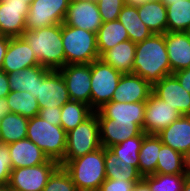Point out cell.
<instances>
[{"instance_id": "6da1fadb", "label": "cell", "mask_w": 190, "mask_h": 191, "mask_svg": "<svg viewBox=\"0 0 190 191\" xmlns=\"http://www.w3.org/2000/svg\"><path fill=\"white\" fill-rule=\"evenodd\" d=\"M133 74L144 78L152 86L163 77L171 75L165 34H152L136 43Z\"/></svg>"}, {"instance_id": "7a4b0ae2", "label": "cell", "mask_w": 190, "mask_h": 191, "mask_svg": "<svg viewBox=\"0 0 190 191\" xmlns=\"http://www.w3.org/2000/svg\"><path fill=\"white\" fill-rule=\"evenodd\" d=\"M22 37L34 51L42 67L49 70H60L65 66L62 24H54L36 30L26 29Z\"/></svg>"}, {"instance_id": "3957f363", "label": "cell", "mask_w": 190, "mask_h": 191, "mask_svg": "<svg viewBox=\"0 0 190 191\" xmlns=\"http://www.w3.org/2000/svg\"><path fill=\"white\" fill-rule=\"evenodd\" d=\"M63 168L69 173L78 191H98L106 179L104 147L67 161Z\"/></svg>"}, {"instance_id": "277c9868", "label": "cell", "mask_w": 190, "mask_h": 191, "mask_svg": "<svg viewBox=\"0 0 190 191\" xmlns=\"http://www.w3.org/2000/svg\"><path fill=\"white\" fill-rule=\"evenodd\" d=\"M66 135L62 126L52 125L39 115L29 119L26 138L35 143L49 159L59 164L65 155Z\"/></svg>"}, {"instance_id": "5b68a950", "label": "cell", "mask_w": 190, "mask_h": 191, "mask_svg": "<svg viewBox=\"0 0 190 191\" xmlns=\"http://www.w3.org/2000/svg\"><path fill=\"white\" fill-rule=\"evenodd\" d=\"M62 42L65 65L89 64L100 58L94 32L62 23Z\"/></svg>"}, {"instance_id": "8992f818", "label": "cell", "mask_w": 190, "mask_h": 191, "mask_svg": "<svg viewBox=\"0 0 190 191\" xmlns=\"http://www.w3.org/2000/svg\"><path fill=\"white\" fill-rule=\"evenodd\" d=\"M100 147L99 120L95 111L76 128L67 132L65 155L60 166Z\"/></svg>"}, {"instance_id": "52a82bcc", "label": "cell", "mask_w": 190, "mask_h": 191, "mask_svg": "<svg viewBox=\"0 0 190 191\" xmlns=\"http://www.w3.org/2000/svg\"><path fill=\"white\" fill-rule=\"evenodd\" d=\"M122 73L100 58L91 63L90 108L95 112L111 101Z\"/></svg>"}, {"instance_id": "ba28073f", "label": "cell", "mask_w": 190, "mask_h": 191, "mask_svg": "<svg viewBox=\"0 0 190 191\" xmlns=\"http://www.w3.org/2000/svg\"><path fill=\"white\" fill-rule=\"evenodd\" d=\"M59 166V163L49 159L36 166L12 169L7 187L11 191H42Z\"/></svg>"}, {"instance_id": "9c48e42d", "label": "cell", "mask_w": 190, "mask_h": 191, "mask_svg": "<svg viewBox=\"0 0 190 191\" xmlns=\"http://www.w3.org/2000/svg\"><path fill=\"white\" fill-rule=\"evenodd\" d=\"M71 0H33L26 18V29L36 30L62 24Z\"/></svg>"}, {"instance_id": "30bf717a", "label": "cell", "mask_w": 190, "mask_h": 191, "mask_svg": "<svg viewBox=\"0 0 190 191\" xmlns=\"http://www.w3.org/2000/svg\"><path fill=\"white\" fill-rule=\"evenodd\" d=\"M180 116V112L175 107H171L152 91L146 101L142 131L146 135H157Z\"/></svg>"}, {"instance_id": "8fae6325", "label": "cell", "mask_w": 190, "mask_h": 191, "mask_svg": "<svg viewBox=\"0 0 190 191\" xmlns=\"http://www.w3.org/2000/svg\"><path fill=\"white\" fill-rule=\"evenodd\" d=\"M58 71L66 83L70 99L90 106L91 63L69 64Z\"/></svg>"}, {"instance_id": "7c38bea8", "label": "cell", "mask_w": 190, "mask_h": 191, "mask_svg": "<svg viewBox=\"0 0 190 191\" xmlns=\"http://www.w3.org/2000/svg\"><path fill=\"white\" fill-rule=\"evenodd\" d=\"M36 99L41 108H61L70 101L66 83L58 70H49L39 79Z\"/></svg>"}, {"instance_id": "4fadbf2b", "label": "cell", "mask_w": 190, "mask_h": 191, "mask_svg": "<svg viewBox=\"0 0 190 191\" xmlns=\"http://www.w3.org/2000/svg\"><path fill=\"white\" fill-rule=\"evenodd\" d=\"M29 7L25 0H0V35L10 38L22 36Z\"/></svg>"}, {"instance_id": "5bb4252c", "label": "cell", "mask_w": 190, "mask_h": 191, "mask_svg": "<svg viewBox=\"0 0 190 191\" xmlns=\"http://www.w3.org/2000/svg\"><path fill=\"white\" fill-rule=\"evenodd\" d=\"M63 23L97 34L103 22L96 1L71 0Z\"/></svg>"}, {"instance_id": "9a60e30c", "label": "cell", "mask_w": 190, "mask_h": 191, "mask_svg": "<svg viewBox=\"0 0 190 191\" xmlns=\"http://www.w3.org/2000/svg\"><path fill=\"white\" fill-rule=\"evenodd\" d=\"M37 65L40 63L27 41L22 36L10 38L1 70L8 74Z\"/></svg>"}, {"instance_id": "2e32d148", "label": "cell", "mask_w": 190, "mask_h": 191, "mask_svg": "<svg viewBox=\"0 0 190 191\" xmlns=\"http://www.w3.org/2000/svg\"><path fill=\"white\" fill-rule=\"evenodd\" d=\"M152 91L171 107H175L181 115H190V93L180 85L173 74L156 82Z\"/></svg>"}, {"instance_id": "e0dca14e", "label": "cell", "mask_w": 190, "mask_h": 191, "mask_svg": "<svg viewBox=\"0 0 190 191\" xmlns=\"http://www.w3.org/2000/svg\"><path fill=\"white\" fill-rule=\"evenodd\" d=\"M146 101L116 102L110 101L96 111L97 118L114 119L115 122H134L143 128Z\"/></svg>"}, {"instance_id": "ac0fdd59", "label": "cell", "mask_w": 190, "mask_h": 191, "mask_svg": "<svg viewBox=\"0 0 190 191\" xmlns=\"http://www.w3.org/2000/svg\"><path fill=\"white\" fill-rule=\"evenodd\" d=\"M153 86L144 78L135 74H122L111 101L141 102L147 101Z\"/></svg>"}, {"instance_id": "d6986e66", "label": "cell", "mask_w": 190, "mask_h": 191, "mask_svg": "<svg viewBox=\"0 0 190 191\" xmlns=\"http://www.w3.org/2000/svg\"><path fill=\"white\" fill-rule=\"evenodd\" d=\"M100 144L104 148L140 135L143 131L134 122H115L114 119L98 118Z\"/></svg>"}, {"instance_id": "ffe728a7", "label": "cell", "mask_w": 190, "mask_h": 191, "mask_svg": "<svg viewBox=\"0 0 190 191\" xmlns=\"http://www.w3.org/2000/svg\"><path fill=\"white\" fill-rule=\"evenodd\" d=\"M165 43L171 74L190 67V35L188 32H166Z\"/></svg>"}, {"instance_id": "44dd1931", "label": "cell", "mask_w": 190, "mask_h": 191, "mask_svg": "<svg viewBox=\"0 0 190 191\" xmlns=\"http://www.w3.org/2000/svg\"><path fill=\"white\" fill-rule=\"evenodd\" d=\"M157 136L162 144L185 156L190 150V115H181Z\"/></svg>"}, {"instance_id": "7402d4cb", "label": "cell", "mask_w": 190, "mask_h": 191, "mask_svg": "<svg viewBox=\"0 0 190 191\" xmlns=\"http://www.w3.org/2000/svg\"><path fill=\"white\" fill-rule=\"evenodd\" d=\"M12 169L32 167L49 160L45 153L28 138L8 144Z\"/></svg>"}, {"instance_id": "603a6c76", "label": "cell", "mask_w": 190, "mask_h": 191, "mask_svg": "<svg viewBox=\"0 0 190 191\" xmlns=\"http://www.w3.org/2000/svg\"><path fill=\"white\" fill-rule=\"evenodd\" d=\"M135 52L136 43L127 40L106 51L100 59L122 74H132Z\"/></svg>"}, {"instance_id": "cb8c5ba5", "label": "cell", "mask_w": 190, "mask_h": 191, "mask_svg": "<svg viewBox=\"0 0 190 191\" xmlns=\"http://www.w3.org/2000/svg\"><path fill=\"white\" fill-rule=\"evenodd\" d=\"M141 21L153 34L167 32V10L162 2H144L137 5Z\"/></svg>"}, {"instance_id": "d4e9b609", "label": "cell", "mask_w": 190, "mask_h": 191, "mask_svg": "<svg viewBox=\"0 0 190 191\" xmlns=\"http://www.w3.org/2000/svg\"><path fill=\"white\" fill-rule=\"evenodd\" d=\"M48 71L49 69L37 65L18 72L8 73L10 91H27L36 98L39 79Z\"/></svg>"}, {"instance_id": "484cf974", "label": "cell", "mask_w": 190, "mask_h": 191, "mask_svg": "<svg viewBox=\"0 0 190 191\" xmlns=\"http://www.w3.org/2000/svg\"><path fill=\"white\" fill-rule=\"evenodd\" d=\"M167 10V32H188L190 0H162Z\"/></svg>"}, {"instance_id": "4316f807", "label": "cell", "mask_w": 190, "mask_h": 191, "mask_svg": "<svg viewBox=\"0 0 190 191\" xmlns=\"http://www.w3.org/2000/svg\"><path fill=\"white\" fill-rule=\"evenodd\" d=\"M117 20L125 27L129 35V40L139 43L150 37L153 33L141 21L137 6L125 4Z\"/></svg>"}, {"instance_id": "83f0119b", "label": "cell", "mask_w": 190, "mask_h": 191, "mask_svg": "<svg viewBox=\"0 0 190 191\" xmlns=\"http://www.w3.org/2000/svg\"><path fill=\"white\" fill-rule=\"evenodd\" d=\"M127 40H129L128 32L118 20L103 22L97 32L99 56L101 57L106 51Z\"/></svg>"}, {"instance_id": "f1b7e54d", "label": "cell", "mask_w": 190, "mask_h": 191, "mask_svg": "<svg viewBox=\"0 0 190 191\" xmlns=\"http://www.w3.org/2000/svg\"><path fill=\"white\" fill-rule=\"evenodd\" d=\"M162 141L157 135H146L139 151L138 171L144 177L156 174V166Z\"/></svg>"}, {"instance_id": "f546056e", "label": "cell", "mask_w": 190, "mask_h": 191, "mask_svg": "<svg viewBox=\"0 0 190 191\" xmlns=\"http://www.w3.org/2000/svg\"><path fill=\"white\" fill-rule=\"evenodd\" d=\"M29 119L17 113H7L0 119V143L6 145L26 138Z\"/></svg>"}, {"instance_id": "4dcf8cb0", "label": "cell", "mask_w": 190, "mask_h": 191, "mask_svg": "<svg viewBox=\"0 0 190 191\" xmlns=\"http://www.w3.org/2000/svg\"><path fill=\"white\" fill-rule=\"evenodd\" d=\"M105 172L107 179L142 180L143 176L131 164H125L109 148H104Z\"/></svg>"}, {"instance_id": "1f68e13d", "label": "cell", "mask_w": 190, "mask_h": 191, "mask_svg": "<svg viewBox=\"0 0 190 191\" xmlns=\"http://www.w3.org/2000/svg\"><path fill=\"white\" fill-rule=\"evenodd\" d=\"M5 99L10 113H17L28 119L39 114L37 99L27 91H10Z\"/></svg>"}, {"instance_id": "d6a6232c", "label": "cell", "mask_w": 190, "mask_h": 191, "mask_svg": "<svg viewBox=\"0 0 190 191\" xmlns=\"http://www.w3.org/2000/svg\"><path fill=\"white\" fill-rule=\"evenodd\" d=\"M93 112L89 105L70 100L61 107V126L67 133L76 128Z\"/></svg>"}, {"instance_id": "836d02e7", "label": "cell", "mask_w": 190, "mask_h": 191, "mask_svg": "<svg viewBox=\"0 0 190 191\" xmlns=\"http://www.w3.org/2000/svg\"><path fill=\"white\" fill-rule=\"evenodd\" d=\"M157 174H188L185 169V157L171 147L162 145L159 151Z\"/></svg>"}, {"instance_id": "e575fe53", "label": "cell", "mask_w": 190, "mask_h": 191, "mask_svg": "<svg viewBox=\"0 0 190 191\" xmlns=\"http://www.w3.org/2000/svg\"><path fill=\"white\" fill-rule=\"evenodd\" d=\"M145 136L146 133L142 132L138 136L128 138L125 141L112 145L109 149L114 152L119 159L124 161L125 164H131L138 169L139 151Z\"/></svg>"}, {"instance_id": "d590c367", "label": "cell", "mask_w": 190, "mask_h": 191, "mask_svg": "<svg viewBox=\"0 0 190 191\" xmlns=\"http://www.w3.org/2000/svg\"><path fill=\"white\" fill-rule=\"evenodd\" d=\"M189 174H152L143 177L151 191H182Z\"/></svg>"}, {"instance_id": "8d00e7d4", "label": "cell", "mask_w": 190, "mask_h": 191, "mask_svg": "<svg viewBox=\"0 0 190 191\" xmlns=\"http://www.w3.org/2000/svg\"><path fill=\"white\" fill-rule=\"evenodd\" d=\"M42 191H78L69 173L59 166L50 176Z\"/></svg>"}, {"instance_id": "74e56055", "label": "cell", "mask_w": 190, "mask_h": 191, "mask_svg": "<svg viewBox=\"0 0 190 191\" xmlns=\"http://www.w3.org/2000/svg\"><path fill=\"white\" fill-rule=\"evenodd\" d=\"M102 22L117 20L122 7L126 4L124 0H96Z\"/></svg>"}, {"instance_id": "f35d334b", "label": "cell", "mask_w": 190, "mask_h": 191, "mask_svg": "<svg viewBox=\"0 0 190 191\" xmlns=\"http://www.w3.org/2000/svg\"><path fill=\"white\" fill-rule=\"evenodd\" d=\"M11 170L12 163L8 145L0 143V184L2 186L8 185Z\"/></svg>"}, {"instance_id": "ab89813d", "label": "cell", "mask_w": 190, "mask_h": 191, "mask_svg": "<svg viewBox=\"0 0 190 191\" xmlns=\"http://www.w3.org/2000/svg\"><path fill=\"white\" fill-rule=\"evenodd\" d=\"M141 180L105 179L98 191H133L134 186Z\"/></svg>"}, {"instance_id": "60d3db41", "label": "cell", "mask_w": 190, "mask_h": 191, "mask_svg": "<svg viewBox=\"0 0 190 191\" xmlns=\"http://www.w3.org/2000/svg\"><path fill=\"white\" fill-rule=\"evenodd\" d=\"M38 115L52 125L61 126V108H41Z\"/></svg>"}, {"instance_id": "b9f144b4", "label": "cell", "mask_w": 190, "mask_h": 191, "mask_svg": "<svg viewBox=\"0 0 190 191\" xmlns=\"http://www.w3.org/2000/svg\"><path fill=\"white\" fill-rule=\"evenodd\" d=\"M180 85L190 93V67L173 73Z\"/></svg>"}, {"instance_id": "7bdbcfd3", "label": "cell", "mask_w": 190, "mask_h": 191, "mask_svg": "<svg viewBox=\"0 0 190 191\" xmlns=\"http://www.w3.org/2000/svg\"><path fill=\"white\" fill-rule=\"evenodd\" d=\"M9 92L8 74L0 69V98H5Z\"/></svg>"}, {"instance_id": "ee69618b", "label": "cell", "mask_w": 190, "mask_h": 191, "mask_svg": "<svg viewBox=\"0 0 190 191\" xmlns=\"http://www.w3.org/2000/svg\"><path fill=\"white\" fill-rule=\"evenodd\" d=\"M10 37L0 35V69L2 68L4 56L6 54Z\"/></svg>"}, {"instance_id": "f6af8a7d", "label": "cell", "mask_w": 190, "mask_h": 191, "mask_svg": "<svg viewBox=\"0 0 190 191\" xmlns=\"http://www.w3.org/2000/svg\"><path fill=\"white\" fill-rule=\"evenodd\" d=\"M7 113H10L7 101L5 98H0V119H2Z\"/></svg>"}, {"instance_id": "bcb514c9", "label": "cell", "mask_w": 190, "mask_h": 191, "mask_svg": "<svg viewBox=\"0 0 190 191\" xmlns=\"http://www.w3.org/2000/svg\"><path fill=\"white\" fill-rule=\"evenodd\" d=\"M133 191H151V190L148 187L147 183L142 179L141 181L136 183Z\"/></svg>"}, {"instance_id": "7dc6e473", "label": "cell", "mask_w": 190, "mask_h": 191, "mask_svg": "<svg viewBox=\"0 0 190 191\" xmlns=\"http://www.w3.org/2000/svg\"><path fill=\"white\" fill-rule=\"evenodd\" d=\"M184 157H185V169L186 172L190 175V150Z\"/></svg>"}, {"instance_id": "c3c4849f", "label": "cell", "mask_w": 190, "mask_h": 191, "mask_svg": "<svg viewBox=\"0 0 190 191\" xmlns=\"http://www.w3.org/2000/svg\"><path fill=\"white\" fill-rule=\"evenodd\" d=\"M124 2L127 4V5H141L144 3V0H124Z\"/></svg>"}, {"instance_id": "681fc988", "label": "cell", "mask_w": 190, "mask_h": 191, "mask_svg": "<svg viewBox=\"0 0 190 191\" xmlns=\"http://www.w3.org/2000/svg\"><path fill=\"white\" fill-rule=\"evenodd\" d=\"M182 191H190V175L186 178Z\"/></svg>"}, {"instance_id": "f907efd6", "label": "cell", "mask_w": 190, "mask_h": 191, "mask_svg": "<svg viewBox=\"0 0 190 191\" xmlns=\"http://www.w3.org/2000/svg\"><path fill=\"white\" fill-rule=\"evenodd\" d=\"M0 191H11L7 186L0 188Z\"/></svg>"}, {"instance_id": "816d5d0a", "label": "cell", "mask_w": 190, "mask_h": 191, "mask_svg": "<svg viewBox=\"0 0 190 191\" xmlns=\"http://www.w3.org/2000/svg\"><path fill=\"white\" fill-rule=\"evenodd\" d=\"M144 2H162V0H144Z\"/></svg>"}, {"instance_id": "f5cc1de1", "label": "cell", "mask_w": 190, "mask_h": 191, "mask_svg": "<svg viewBox=\"0 0 190 191\" xmlns=\"http://www.w3.org/2000/svg\"><path fill=\"white\" fill-rule=\"evenodd\" d=\"M29 5L33 2V0H25Z\"/></svg>"}]
</instances>
